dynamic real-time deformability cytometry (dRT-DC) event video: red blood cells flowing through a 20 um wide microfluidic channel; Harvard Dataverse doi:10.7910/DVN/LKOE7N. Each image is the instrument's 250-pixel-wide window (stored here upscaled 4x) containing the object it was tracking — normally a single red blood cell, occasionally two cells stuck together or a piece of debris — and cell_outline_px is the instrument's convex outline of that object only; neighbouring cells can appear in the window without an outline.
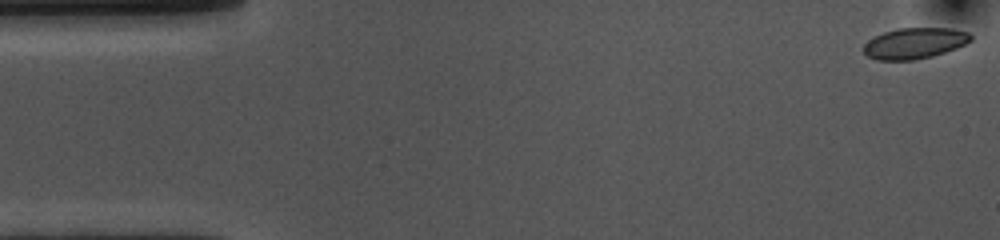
{"species": "common noctule bat (a hibernating species)", "species_latin": "Nyctalus noctula", "temperature_condition": "cold", "stored_images_in_passage": 54, "camera_frame_rate_fps": 3000, "um_per_image_px": 0.085, "animal": {"sex": "female", "body_mass_g": 10.0, "forearm_length_mm": 53.1}, "frame": {"image": 1, "passage_image": 1, "time_ms": 0.0, "image_size_px": [1000, 240], "cell_outline_px": [[972, 40], [956, 48], [932, 56], [916, 60], [876, 60], [868, 56], [864, 52], [864, 44], [868, 40], [884, 32], [896, 28], [952, 28], [968, 32], [972, 36]], "centroid_in_image_um": [77.74, 3.67], "position_along_channel_um": 7.3, "area_um2": 19.31}}
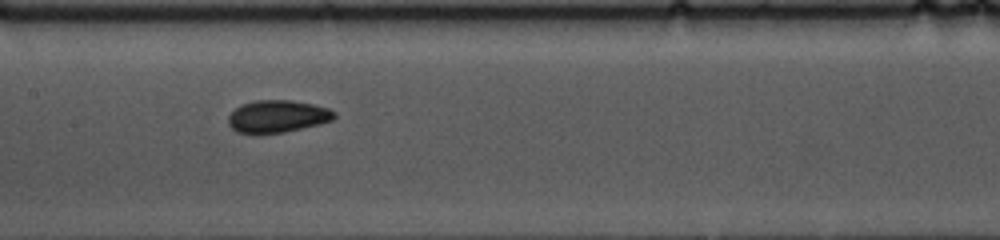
{"frame": {"image": 2, "passage_image": 25, "time_ms": 8.0, "image_size_px": [1000, 240], "cell_outline_px": [[336, 116], [332, 120], [320, 124], [284, 132], [256, 136], [236, 132], [228, 124], [228, 116], [240, 104], [256, 100], [292, 100], [312, 104], [328, 108], [336, 112]], "centroid_in_image_um": [23.54, 9.92], "position_along_channel_um": 183.9, "area_um2": 20.46}}
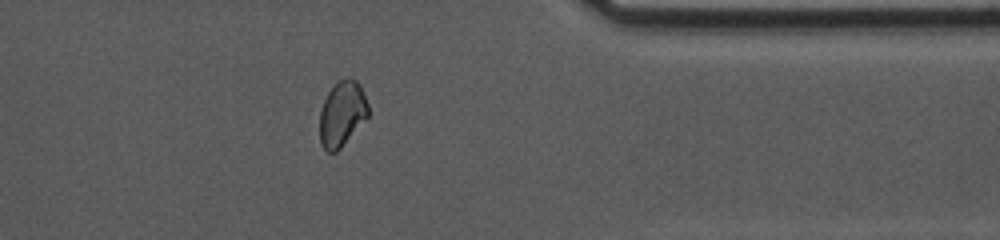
{"frame": {"image": 3, "passage_image": 43, "time_ms": 14.0, "image_size_px": [1000, 240], "cell_outline_px": [[368, 116], [340, 148], [336, 152], [328, 152], [320, 144], [320, 108], [332, 84], [340, 80], [356, 80], [368, 104]], "centroid_in_image_um": [29.04, 9.69], "position_along_channel_um": 382.4, "area_um2": 18.09}, "authors_computed_cell_mechanics": {"area_um2": 19.5942, "velocity_mm_per_s": 3.6068, "shape_relaxation_time_tau1_ms": 4.577, "shape_relaxation_time_tau2_ms": 1.1388, "deformation_change_tau1": 0.0807, "deformation_change_tau2": 0.042}}